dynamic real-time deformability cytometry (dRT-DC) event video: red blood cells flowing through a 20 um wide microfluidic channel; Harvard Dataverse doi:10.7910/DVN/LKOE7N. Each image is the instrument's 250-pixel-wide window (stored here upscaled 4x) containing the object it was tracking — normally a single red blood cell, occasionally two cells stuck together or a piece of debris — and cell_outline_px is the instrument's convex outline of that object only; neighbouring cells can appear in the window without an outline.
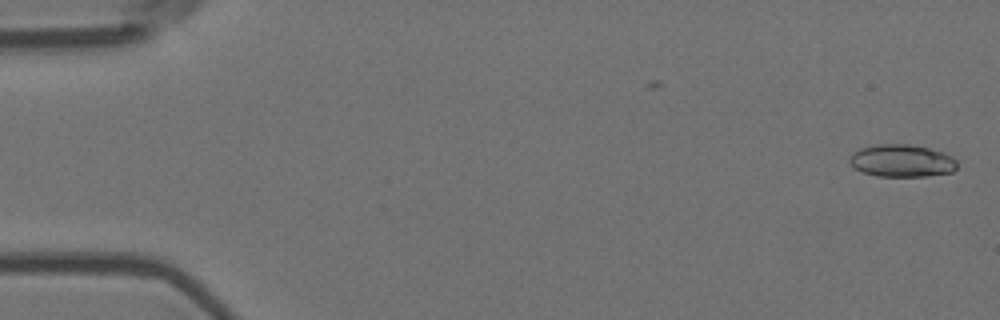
{"species": "Egyptian fruit bat (a non-hibernating species)", "species_latin": "Rousettus aegyptiacus", "temperature_condition": "room temperature", "stored_images_in_passage": 57, "camera_frame_rate_fps": 3000, "um_per_image_px": 0.085, "animal": {"sex": "female"}, "frame": {"image": 1, "passage_image": 1, "time_ms": 0.0, "image_size_px": [1000, 320], "cell_outline_px": [[956, 168], [952, 172], [928, 176], [876, 176], [860, 172], [852, 168], [848, 160], [860, 148], [876, 144], [908, 144], [928, 148], [944, 152], [952, 156], [956, 160]], "centroid_in_image_um": [76.64, 13.67], "position_along_channel_um": 8.4, "area_um2": 20.46}}
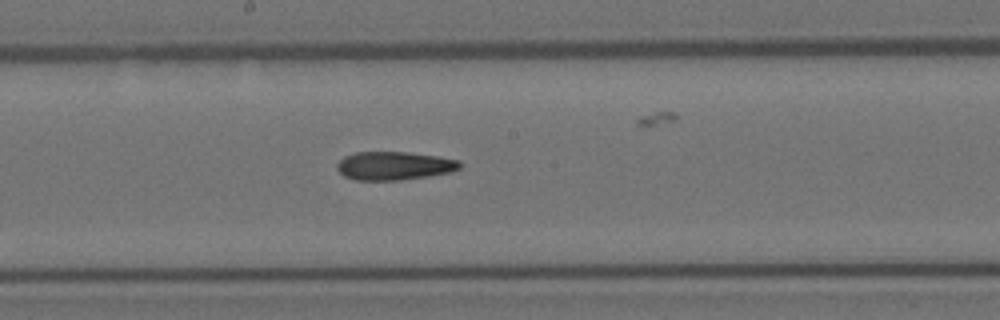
{"frame": {"image": 2, "passage_image": 30, "time_ms": 9.667, "image_size_px": [1000, 320], "cell_outline_px": [[460, 168], [452, 172], [428, 176], [400, 180], [356, 180], [344, 176], [336, 168], [336, 164], [344, 156], [356, 152], [408, 152], [440, 156], [460, 160]], "centroid_in_image_um": [33.51, 14.08], "position_along_channel_um": 214.7, "area_um2": 20.46}}
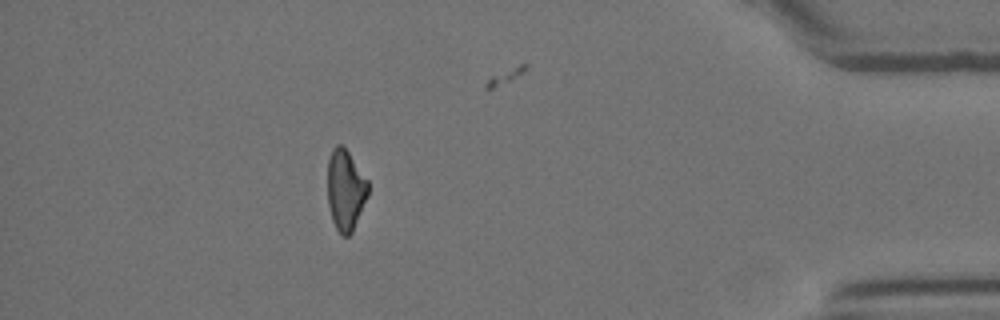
{"frame": {"image": 3, "passage_image": 50, "time_ms": 16.333, "image_size_px": [1000, 320], "cell_outline_px": [[368, 196], [352, 232], [348, 236], [340, 236], [332, 220], [328, 204], [328, 160], [332, 148], [336, 144], [340, 144], [348, 152], [368, 180]], "centroid_in_image_um": [29.36, 16.17], "position_along_channel_um": 405.8, "area_um2": 19.07}, "authors_computed_cell_mechanics": {"area_um2": 20.4612, "velocity_mm_per_s": 3.5961, "shape_relaxation_time_tau1_ms": null, "shape_relaxation_time_tau2_ms": 7.2826, "deformation_change_tau1": null, "deformation_change_tau2": 0.1825}}